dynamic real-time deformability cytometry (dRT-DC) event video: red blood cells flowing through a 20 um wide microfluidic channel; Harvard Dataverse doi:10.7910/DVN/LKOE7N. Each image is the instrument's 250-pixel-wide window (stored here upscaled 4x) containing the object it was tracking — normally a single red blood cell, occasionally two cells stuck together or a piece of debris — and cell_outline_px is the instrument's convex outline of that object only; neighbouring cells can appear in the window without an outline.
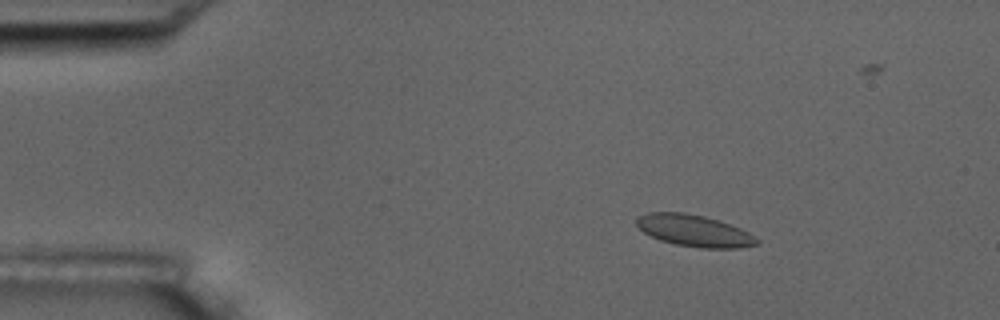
{"species": "common noctule bat (a hibernating species)", "species_latin": "Nyctalus noctula", "temperature_condition": "room temperature", "stored_images_in_passage": 5, "camera_frame_rate_fps": 3000, "um_per_image_px": 0.085, "animal": {"sex": "male", "body_mass_g": 17.5, "forearm_length_mm": 52.3}, "frame": {"image": 1, "passage_image": 2, "time_ms": 1.0, "image_size_px": [1000, 320], "cell_outline_px": [[760, 244], [740, 248], [700, 248], [676, 244], [660, 240], [644, 232], [636, 224], [636, 220], [640, 216], [648, 212], [684, 212], [704, 216], [740, 228], [748, 232], [760, 240]], "centroid_in_image_um": [59.03, 19.61], "position_along_channel_um": 26.0, "area_um2": 22.08}}